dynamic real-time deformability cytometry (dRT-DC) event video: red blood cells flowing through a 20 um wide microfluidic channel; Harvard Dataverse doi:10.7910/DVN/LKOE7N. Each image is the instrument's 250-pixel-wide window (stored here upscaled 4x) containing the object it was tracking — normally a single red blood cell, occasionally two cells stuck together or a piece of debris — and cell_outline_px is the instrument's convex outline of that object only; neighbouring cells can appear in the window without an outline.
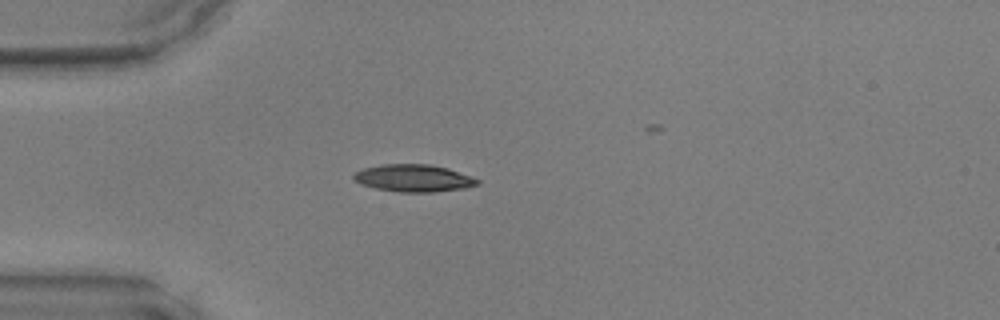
{"species": "common noctule bat (a hibernating species)", "species_latin": "Nyctalus noctula", "temperature_condition": "warm", "stored_images_in_passage": 27, "camera_frame_rate_fps": 3000, "um_per_image_px": 0.085, "animal": {"sex": "male", "body_mass_g": 17.9, "forearm_length_mm": 54.2}, "frame": {"image": 1, "passage_image": 1, "time_ms": 0.0, "image_size_px": [1000, 320], "cell_outline_px": [[480, 184], [464, 188], [432, 192], [400, 192], [376, 188], [360, 184], [352, 176], [356, 172], [364, 168], [380, 164], [428, 164], [448, 168], [472, 176], [480, 180]], "centroid_in_image_um": [35.18, 15.14], "position_along_channel_um": 49.8, "area_um2": 19.65}}
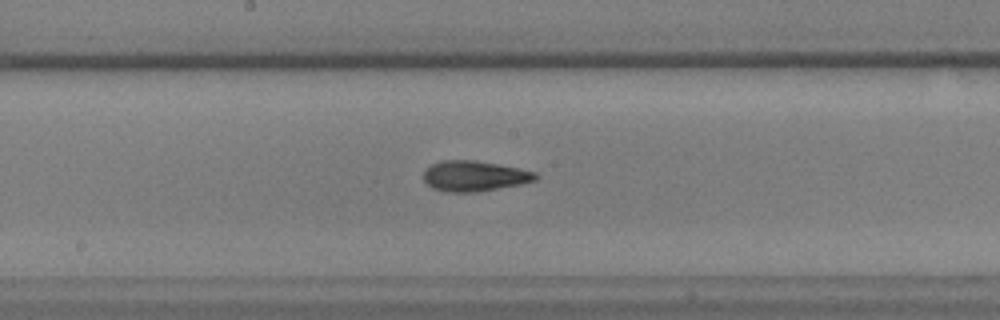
{"frame": {"image": 2, "passage_image": 13, "time_ms": 4.0, "image_size_px": [1000, 320], "cell_outline_px": [[540, 176], [536, 180], [520, 184], [476, 192], [448, 192], [432, 188], [424, 180], [424, 168], [440, 160], [472, 160], [520, 168], [536, 172]], "centroid_in_image_um": [40.32, 14.96], "position_along_channel_um": 207.9, "area_um2": 19.88}}
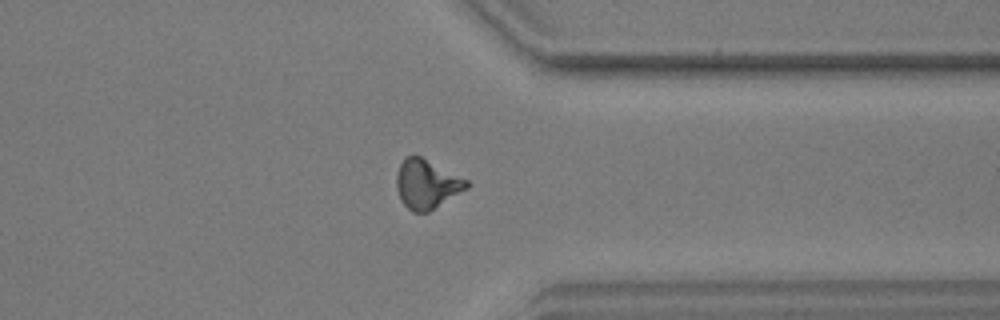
{"frame": {"image": 3, "passage_image": 25, "time_ms": 8.0, "image_size_px": [1000, 320], "cell_outline_px": [[468, 188], [428, 212], [412, 212], [400, 200], [396, 188], [396, 176], [400, 164], [404, 156], [420, 156], [468, 180]], "centroid_in_image_um": [36.24, 15.65], "position_along_channel_um": 375.2, "area_um2": 19.94}}